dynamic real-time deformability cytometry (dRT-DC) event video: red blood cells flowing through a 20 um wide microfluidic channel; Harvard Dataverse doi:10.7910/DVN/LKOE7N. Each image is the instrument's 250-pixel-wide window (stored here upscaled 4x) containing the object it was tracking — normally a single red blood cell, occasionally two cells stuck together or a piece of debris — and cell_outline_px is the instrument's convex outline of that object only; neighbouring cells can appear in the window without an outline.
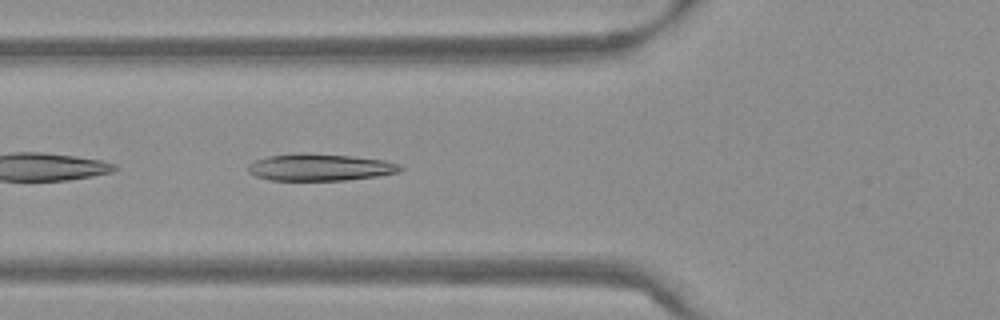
{"species": "Egyptian fruit bat (a non-hibernating species)", "species_latin": "Rousettus aegyptiacus", "temperature_condition": "warm", "stored_images_in_passage": 30, "camera_frame_rate_fps": 3000, "um_per_image_px": 0.085, "frame": {"image": 1, "passage_image": 4, "time_ms": 1.0, "image_size_px": [1000, 320], "cell_outline_px": [[404, 168], [400, 172], [376, 176], [344, 180], [268, 180], [256, 176], [248, 172], [248, 164], [256, 160], [268, 156], [352, 156], [384, 160], [400, 164]], "centroid_in_image_um": [27.26, 14.27], "position_along_channel_um": 98.5, "area_um2": 22.77}}
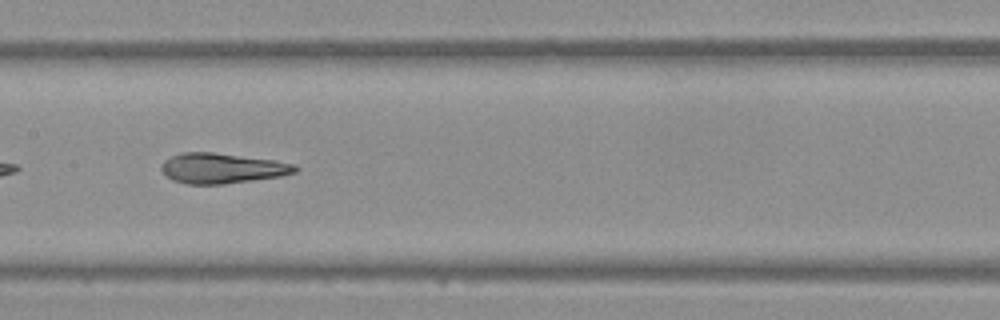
{"frame": {"image": 2, "passage_image": 11, "time_ms": 3.333, "image_size_px": [1000, 320], "cell_outline_px": [[300, 168], [296, 172], [280, 176], [224, 184], [188, 184], [172, 180], [160, 168], [164, 160], [172, 156], [184, 152], [212, 152], [276, 160], [296, 164]], "centroid_in_image_um": [18.91, 14.3], "position_along_channel_um": 188.5, "area_um2": 23.52}}
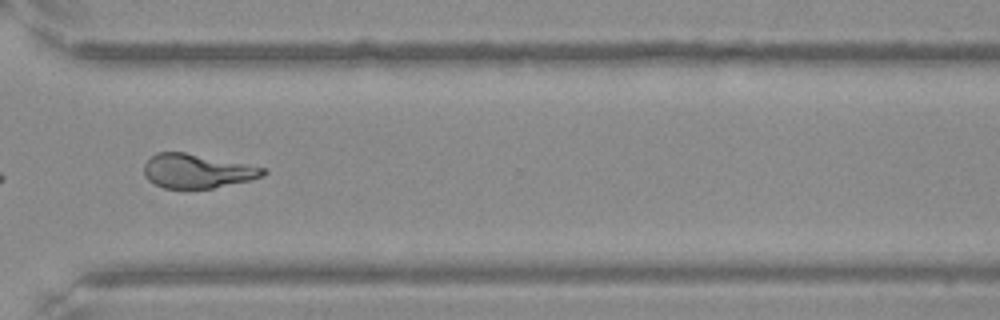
{"frame": {"image": 3, "passage_image": 24, "time_ms": 7.667, "image_size_px": [1000, 320], "cell_outline_px": [[268, 172], [264, 176], [248, 180], [212, 188], [164, 188], [148, 180], [144, 176], [144, 164], [156, 152], [184, 152], [264, 168]], "centroid_in_image_um": [16.71, 14.54], "position_along_channel_um": 353.9, "area_um2": 23.24}, "authors_computed_cell_mechanics": {"area_um2": 23.5824, "velocity_mm_per_s": 3.8178, "shape_relaxation_time_tau1_ms": 5.2131, "shape_relaxation_time_tau2_ms": 1.9734, "deformation_change_tau1": 0.221, "deformation_change_tau2": 0.1022}}